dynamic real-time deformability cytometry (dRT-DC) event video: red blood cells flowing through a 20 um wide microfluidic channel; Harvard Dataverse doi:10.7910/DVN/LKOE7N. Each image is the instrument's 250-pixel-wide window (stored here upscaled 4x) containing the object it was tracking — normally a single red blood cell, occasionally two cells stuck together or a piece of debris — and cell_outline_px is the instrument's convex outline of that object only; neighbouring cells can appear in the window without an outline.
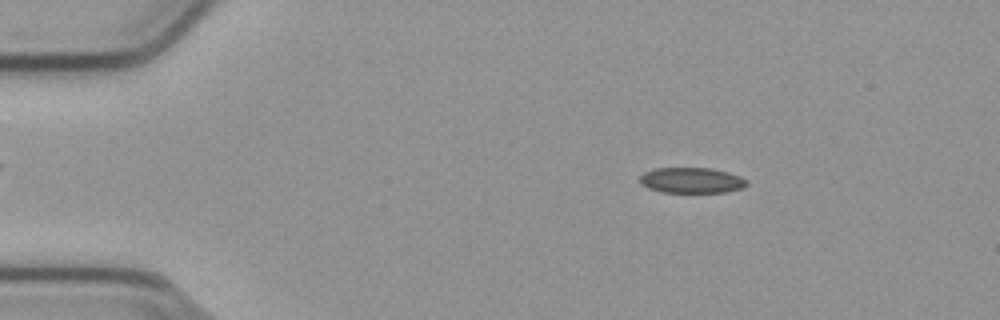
{"species": "common noctule bat (a hibernating species)", "species_latin": "Nyctalus noctula", "temperature_condition": "cold", "stored_images_in_passage": 54, "camera_frame_rate_fps": 3000, "um_per_image_px": 0.085, "animal": {"sex": "male", "body_mass_g": 23.1, "forearm_length_mm": 52.7}, "frame": {"image": 1, "passage_image": 9, "time_ms": 2.667, "image_size_px": [1000, 320], "cell_outline_px": [[748, 184], [740, 188], [724, 192], [660, 192], [648, 188], [640, 184], [640, 176], [644, 172], [656, 168], [712, 168], [728, 172], [740, 176], [748, 180]], "centroid_in_image_um": [58.77, 15.32], "position_along_channel_um": 26.2, "area_um2": 15.95}}
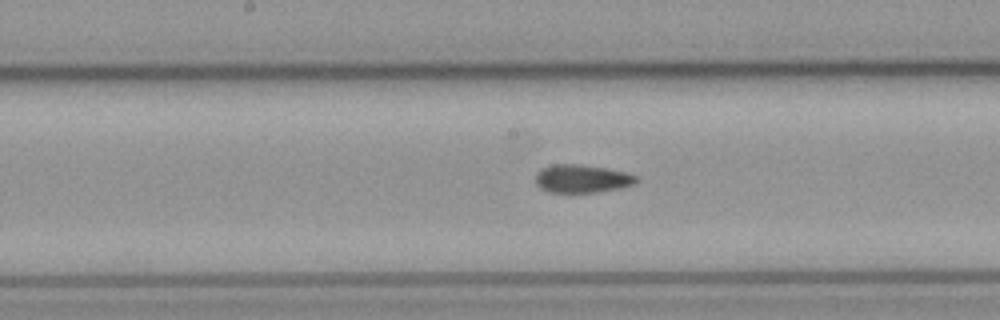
{"frame": {"image": 2, "passage_image": 28, "time_ms": 9.0, "image_size_px": [1000, 320], "cell_outline_px": [[640, 180], [636, 184], [620, 188], [572, 196], [548, 192], [540, 188], [536, 184], [536, 172], [552, 164], [576, 164], [604, 168], [624, 172], [636, 176]], "centroid_in_image_um": [49.43, 15.24], "position_along_channel_um": 198.8, "area_um2": 17.11}}
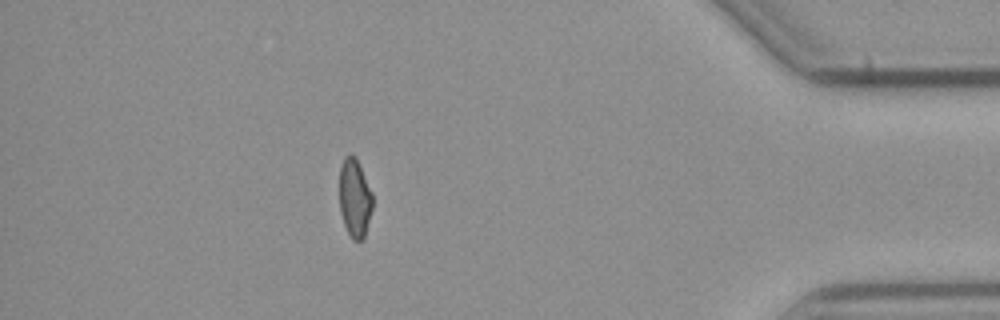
{"frame": {"image": 3, "passage_image": 48, "time_ms": 15.667, "image_size_px": [1000, 320], "cell_outline_px": [[372, 208], [364, 240], [352, 240], [344, 224], [340, 212], [340, 168], [344, 156], [352, 156], [356, 160], [372, 192]], "centroid_in_image_um": [30.15, 16.9], "position_along_channel_um": 405.1, "area_um2": 14.85}, "authors_computed_cell_mechanics": {"area_um2": 16.2707, "velocity_mm_per_s": 3.8035, "shape_relaxation_time_tau1_ms": null, "shape_relaxation_time_tau2_ms": 2.4455, "deformation_change_tau1": null, "deformation_change_tau2": 0.0769}}